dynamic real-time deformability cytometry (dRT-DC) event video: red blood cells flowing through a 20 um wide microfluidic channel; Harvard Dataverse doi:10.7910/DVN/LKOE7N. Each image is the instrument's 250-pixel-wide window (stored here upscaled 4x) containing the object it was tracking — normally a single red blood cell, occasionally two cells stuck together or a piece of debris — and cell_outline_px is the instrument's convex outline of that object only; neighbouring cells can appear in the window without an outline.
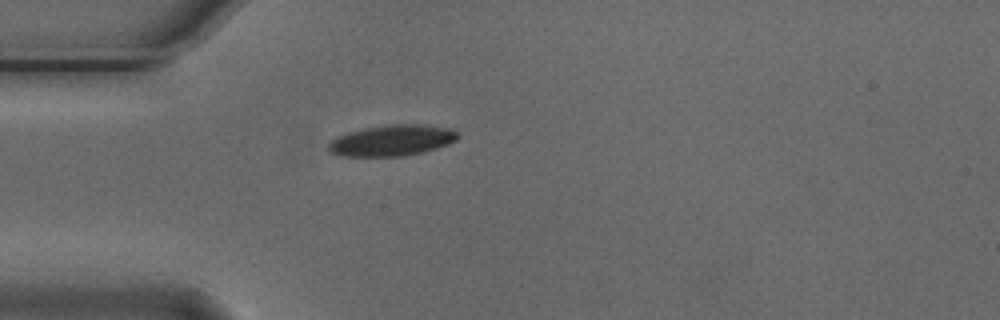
{"species": "Egyptian fruit bat (a non-hibernating species)", "species_latin": "Rousettus aegyptiacus", "temperature_condition": "cold", "stored_images_in_passage": 1, "camera_frame_rate_fps": 3000, "um_per_image_px": 0.085, "animal": {"sex": "male"}, "frame": {"image": 1, "passage_image": 1, "time_ms": 0.0, "image_size_px": [1000, 320], "cell_outline_px": [[460, 136], [456, 140], [448, 144], [436, 148], [404, 156], [340, 156], [328, 152], [328, 144], [336, 136], [348, 132], [364, 128], [388, 124], [424, 124], [452, 128]], "centroid_in_image_um": [33.3, 11.92], "position_along_channel_um": 51.7, "area_um2": 23.52}}